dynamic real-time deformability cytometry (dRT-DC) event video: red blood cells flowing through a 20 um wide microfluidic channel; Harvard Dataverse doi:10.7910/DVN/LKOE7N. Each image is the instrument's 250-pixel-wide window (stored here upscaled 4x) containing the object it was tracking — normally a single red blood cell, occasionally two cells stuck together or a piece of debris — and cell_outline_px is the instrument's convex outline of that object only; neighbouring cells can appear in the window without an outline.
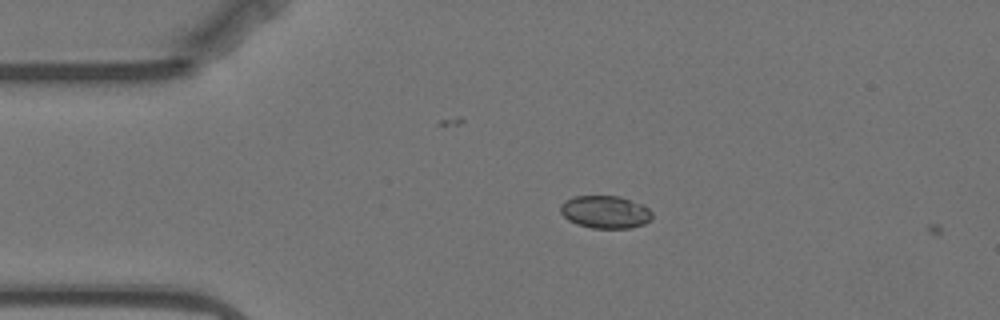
{"species": "Egyptian fruit bat (a non-hibernating species)", "species_latin": "Rousettus aegyptiacus", "temperature_condition": "warm", "stored_images_in_passage": 3, "camera_frame_rate_fps": 3000, "um_per_image_px": 0.085, "animal": {"sex": "female"}, "frame": {"image": 1, "passage_image": 2, "time_ms": 0.333, "image_size_px": [1000, 320], "cell_outline_px": [[652, 220], [644, 224], [632, 228], [592, 228], [576, 224], [568, 220], [560, 212], [560, 204], [564, 200], [576, 196], [620, 196], [644, 204], [652, 212]], "centroid_in_image_um": [51.46, 18.02], "position_along_channel_um": 33.5, "area_um2": 17.74}}